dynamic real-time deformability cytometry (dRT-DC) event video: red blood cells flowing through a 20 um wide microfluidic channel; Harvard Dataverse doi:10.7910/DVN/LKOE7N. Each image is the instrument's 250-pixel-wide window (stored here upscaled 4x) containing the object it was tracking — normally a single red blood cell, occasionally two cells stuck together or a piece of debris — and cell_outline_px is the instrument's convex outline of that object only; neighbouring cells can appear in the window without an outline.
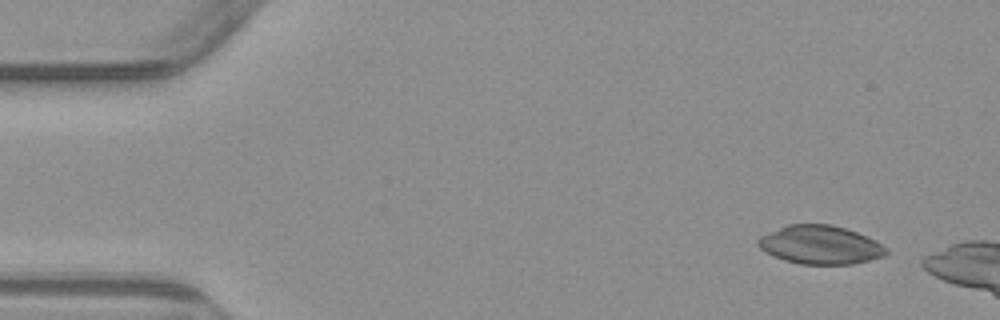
{"species": "common noctule bat (a hibernating species)", "species_latin": "Nyctalus noctula", "temperature_condition": "warm", "stored_images_in_passage": 4, "camera_frame_rate_fps": 3000, "um_per_image_px": 0.085, "animal": {"sex": "male", "body_mass_g": 23.1, "forearm_length_mm": 52.7}, "frame": {"image": 1, "passage_image": 1, "time_ms": 0.0, "image_size_px": [1000, 320], "cell_outline_px": [[888, 252], [884, 256], [852, 264], [800, 264], [784, 260], [772, 256], [760, 248], [756, 244], [756, 240], [760, 236], [788, 224], [832, 224], [856, 232], [888, 248]], "centroid_in_image_um": [69.67, 20.81], "position_along_channel_um": 15.3, "area_um2": 28.61}}